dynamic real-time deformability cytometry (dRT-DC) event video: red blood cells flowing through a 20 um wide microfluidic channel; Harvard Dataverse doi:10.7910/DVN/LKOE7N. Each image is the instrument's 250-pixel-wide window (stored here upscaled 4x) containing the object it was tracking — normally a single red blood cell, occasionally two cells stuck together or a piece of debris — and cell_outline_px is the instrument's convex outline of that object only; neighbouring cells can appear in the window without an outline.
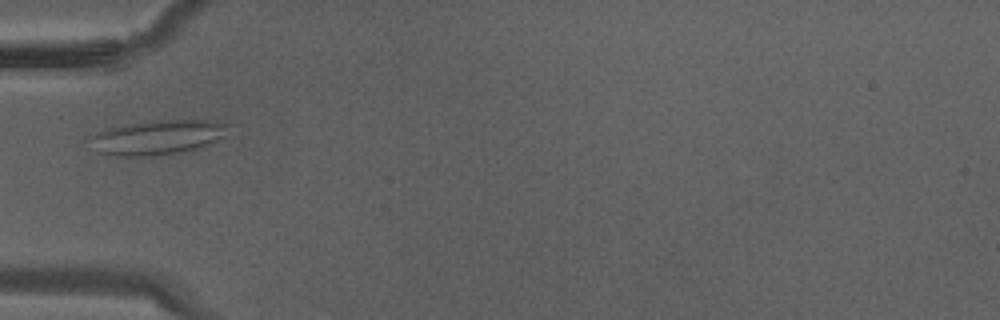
{"species": "Egyptian fruit bat (a non-hibernating species)", "species_latin": "Rousettus aegyptiacus", "temperature_condition": "warm", "stored_images_in_passage": 25, "camera_frame_rate_fps": 3000, "um_per_image_px": 0.085, "animal": {"sex": "male"}, "frame": {"image": 1, "passage_image": 1, "time_ms": 0.0, "image_size_px": [1000, 320], "cell_outline_px": [[232, 124], [224, 136], [208, 144], [184, 152], [144, 156], [120, 156], [100, 152], [92, 140], [92, 136], [96, 132], [108, 128], [124, 124], [152, 120], [208, 120]], "centroid_in_image_um": [13.47, 11.65], "position_along_channel_um": 71.5, "area_um2": 27.51}}
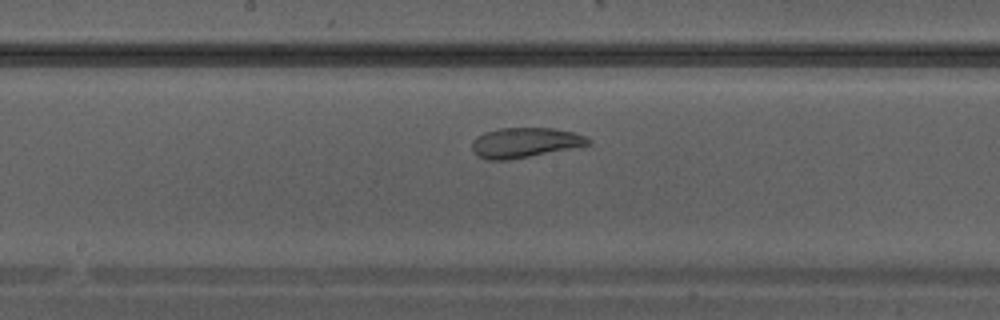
{"frame": {"image": 2, "passage_image": 8, "time_ms": 2.333, "image_size_px": [1000, 320], "cell_outline_px": [[592, 144], [508, 160], [488, 160], [476, 156], [472, 148], [472, 140], [476, 136], [484, 132], [500, 128], [552, 128], [572, 132], [588, 136], [592, 140]], "centroid_in_image_um": [44.6, 12.12], "position_along_channel_um": 203.6, "area_um2": 20.35}}
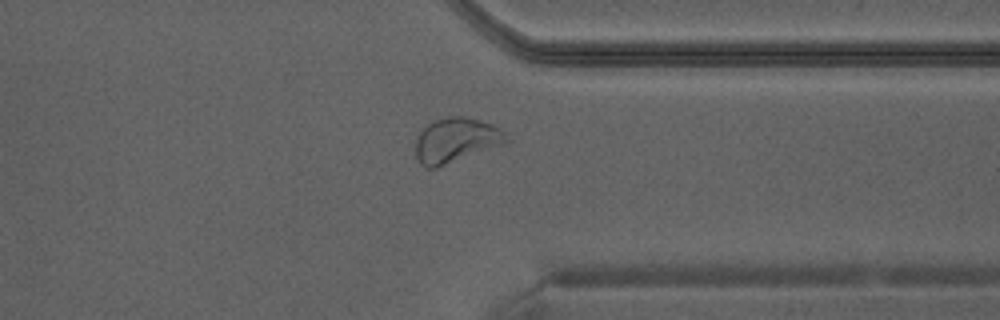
{"frame": {"image": 3, "passage_image": 17, "time_ms": 5.333, "image_size_px": [1000, 320], "cell_outline_px": [[512, 140], [504, 144], [436, 168], [424, 168], [416, 160], [416, 136], [428, 124], [436, 120], [448, 116], [464, 116], [480, 120], [492, 124], [500, 128]], "centroid_in_image_um": [38.76, 11.93], "position_along_channel_um": 372.6, "area_um2": 23.81}}